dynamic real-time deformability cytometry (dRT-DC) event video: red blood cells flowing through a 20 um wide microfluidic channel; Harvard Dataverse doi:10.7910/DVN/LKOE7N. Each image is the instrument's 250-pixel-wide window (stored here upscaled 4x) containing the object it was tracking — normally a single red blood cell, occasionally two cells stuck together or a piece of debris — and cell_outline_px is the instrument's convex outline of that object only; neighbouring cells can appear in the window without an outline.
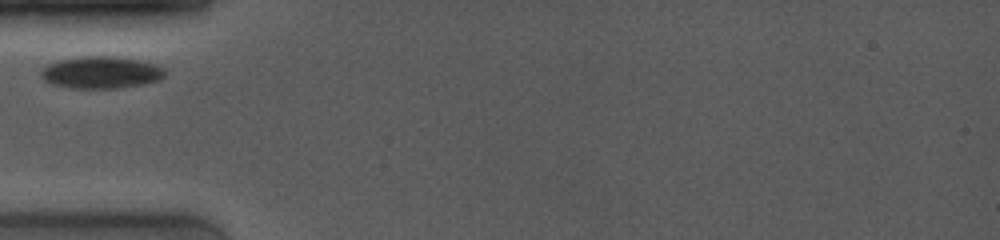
{"species": "common noctule bat (a hibernating species)", "species_latin": "Nyctalus noctula", "temperature_condition": "room temperature", "stored_images_in_passage": 9, "camera_frame_rate_fps": 4000, "um_per_image_px": 0.085, "animal": {"sex": "female", "body_mass_g": 19.0, "forearm_length_mm": 53.3}, "frame": {"image": 1, "passage_image": 1, "time_ms": 0.0, "image_size_px": [1000, 240], "cell_outline_px": [[164, 76], [160, 80], [144, 84], [116, 88], [72, 88], [52, 84], [44, 80], [40, 76], [40, 72], [48, 64], [56, 60], [80, 56], [112, 56], [136, 60], [156, 64], [164, 68]], "centroid_in_image_um": [8.57, 6.15], "position_along_channel_um": 76.4, "area_um2": 23.18}}
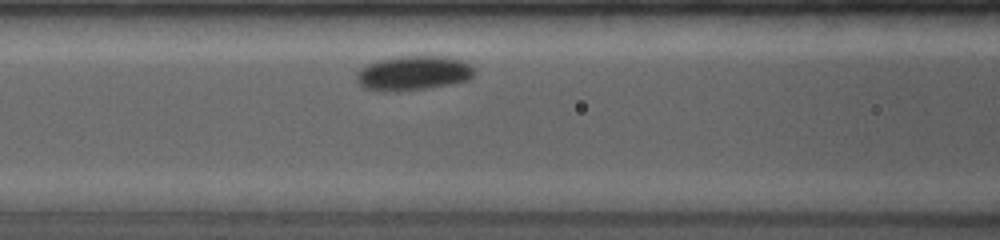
{"frame": {"image": 2, "passage_image": 3, "time_ms": 1.5, "image_size_px": [1000, 240], "cell_outline_px": [[476, 72], [468, 80], [428, 88], [396, 92], [384, 92], [364, 88], [356, 80], [356, 72], [360, 68], [376, 60], [400, 56], [448, 56], [464, 60], [472, 64]], "centroid_in_image_um": [35.14, 6.21], "position_along_channel_um": 131.5, "area_um2": 24.16}}
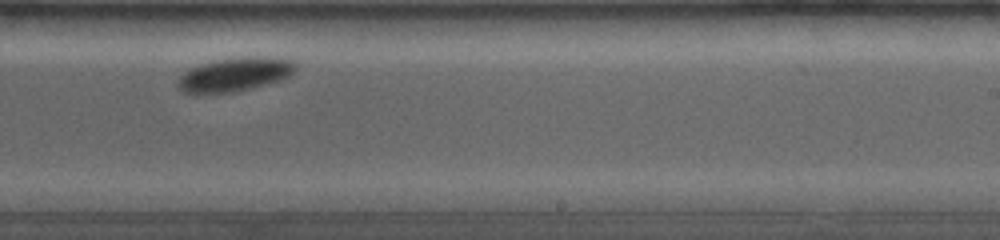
{"frame": {"image": 3, "passage_image": 8, "time_ms": 5.25, "image_size_px": [1000, 240], "cell_outline_px": [[296, 72], [280, 80], [252, 88], [232, 92], [184, 92], [176, 84], [180, 76], [184, 72], [200, 64], [216, 60], [244, 56], [276, 56], [296, 60]], "centroid_in_image_um": [20.06, 6.28], "position_along_channel_um": 268.9, "area_um2": 23.24}}